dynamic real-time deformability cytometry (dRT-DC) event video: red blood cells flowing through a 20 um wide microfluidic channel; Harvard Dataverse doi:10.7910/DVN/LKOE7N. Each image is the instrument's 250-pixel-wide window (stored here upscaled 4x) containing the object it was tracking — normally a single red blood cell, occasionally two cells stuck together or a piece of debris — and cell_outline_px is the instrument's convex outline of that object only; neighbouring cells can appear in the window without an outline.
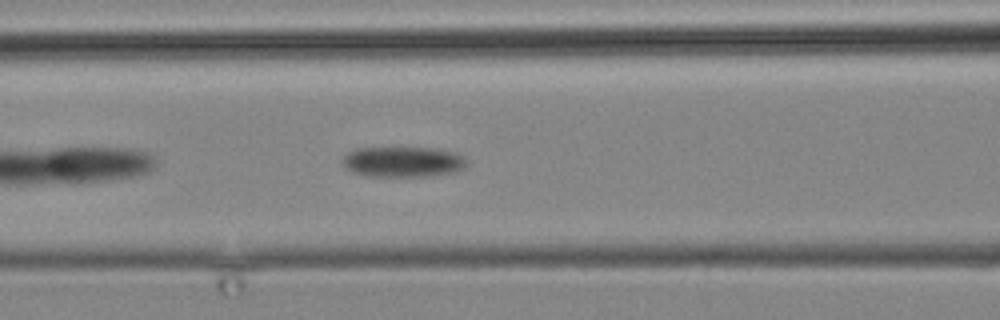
{"species": "common noctule bat (a hibernating species)", "species_latin": "Nyctalus noctula", "temperature_condition": "cold", "stored_images_in_passage": 14, "camera_frame_rate_fps": 3000, "um_per_image_px": 0.085, "animal": {"sex": "male", "body_mass_g": 19.2, "forearm_length_mm": 51.8}, "frame": {"image": 1, "passage_image": 14, "time_ms": 15.0, "image_size_px": [1000, 320], "cell_outline_px": [[468, 164], [464, 168], [456, 172], [428, 176], [368, 176], [352, 172], [344, 168], [340, 160], [348, 152], [356, 148], [436, 148], [456, 152], [464, 156], [468, 160]], "centroid_in_image_um": [34.27, 13.75], "position_along_channel_um": 132.3, "area_um2": 22.43}}